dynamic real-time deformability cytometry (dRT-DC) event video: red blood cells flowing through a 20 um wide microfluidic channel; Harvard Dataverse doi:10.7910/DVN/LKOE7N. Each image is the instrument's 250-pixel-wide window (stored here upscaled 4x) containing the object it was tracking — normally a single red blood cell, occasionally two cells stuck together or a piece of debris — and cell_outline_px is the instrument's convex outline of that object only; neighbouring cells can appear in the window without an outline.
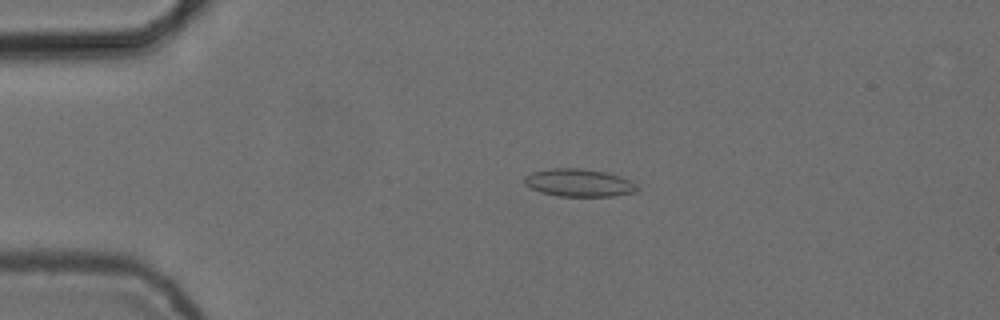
{"species": "common noctule bat (a hibernating species)", "species_latin": "Nyctalus noctula", "temperature_condition": "cold", "stored_images_in_passage": 4, "camera_frame_rate_fps": 3000, "um_per_image_px": 0.085, "animal": {"sex": "female", "body_mass_g": 24.6, "forearm_length_mm": 56.2}, "frame": {"image": 1, "passage_image": 3, "time_ms": 0.667, "image_size_px": [1000, 320], "cell_outline_px": [[636, 188], [632, 192], [612, 196], [560, 196], [540, 192], [524, 184], [524, 176], [532, 172], [548, 168], [580, 168], [604, 172], [620, 176], [632, 180], [636, 184]], "centroid_in_image_um": [49.16, 15.52], "position_along_channel_um": 35.8, "area_um2": 18.09}}